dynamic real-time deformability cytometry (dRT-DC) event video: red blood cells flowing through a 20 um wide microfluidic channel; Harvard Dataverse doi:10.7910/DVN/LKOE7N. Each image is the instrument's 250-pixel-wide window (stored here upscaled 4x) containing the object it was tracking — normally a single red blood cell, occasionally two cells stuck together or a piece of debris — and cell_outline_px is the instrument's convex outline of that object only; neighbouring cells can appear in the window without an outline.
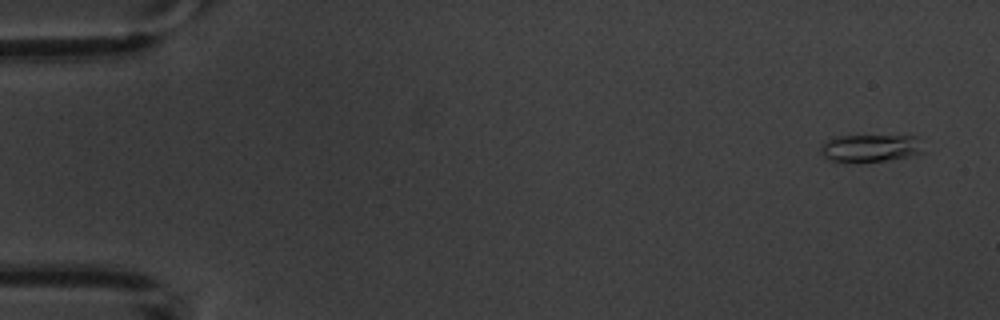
{"species": "common noctule bat (a hibernating species)", "species_latin": "Nyctalus noctula", "temperature_condition": "warm", "stored_images_in_passage": 5, "camera_frame_rate_fps": 3000, "um_per_image_px": 0.085, "animal": {"sex": "male", "body_mass_g": 20.1, "forearm_length_mm": 53.5}, "frame": {"image": 1, "passage_image": 1, "time_ms": 0.0, "image_size_px": [1000, 320], "cell_outline_px": [[928, 152], [884, 160], [856, 164], [840, 164], [824, 156], [820, 152], [820, 144], [836, 136], [916, 136]], "centroid_in_image_um": [73.95, 12.62], "position_along_channel_um": 11.0, "area_um2": 16.99}}
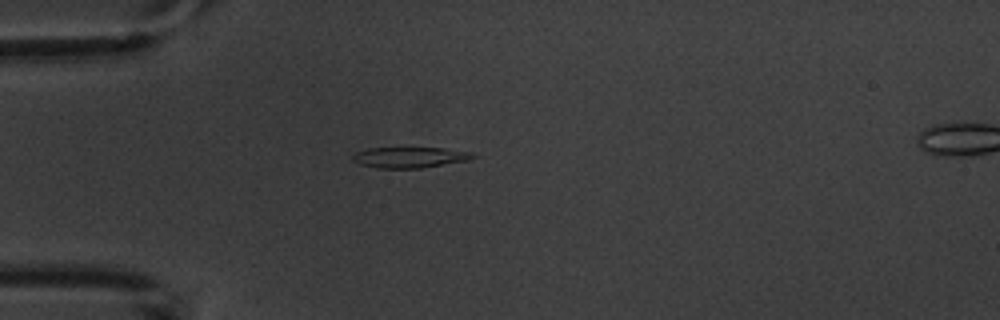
{"frame": {"image": 2, "passage_image": 4, "time_ms": 4.333, "image_size_px": [1000, 320], "cell_outline_px": [[476, 156], [468, 160], [420, 168], [376, 168], [360, 164], [352, 160], [352, 156], [356, 152], [368, 148], [444, 148], [472, 152]], "centroid_in_image_um": [34.81, 13.37], "position_along_channel_um": 50.2, "area_um2": 14.45}}